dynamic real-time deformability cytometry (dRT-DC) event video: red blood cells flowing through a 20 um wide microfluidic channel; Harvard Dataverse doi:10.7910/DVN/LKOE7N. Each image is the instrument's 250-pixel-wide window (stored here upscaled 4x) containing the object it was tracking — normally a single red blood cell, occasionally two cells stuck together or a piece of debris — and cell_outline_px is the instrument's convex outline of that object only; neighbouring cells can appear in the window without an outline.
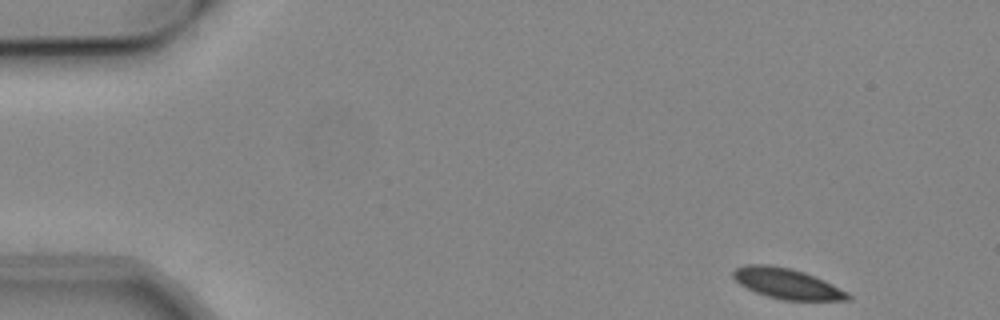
{"species": "common noctule bat (a hibernating species)", "species_latin": "Nyctalus noctula", "temperature_condition": "cold", "stored_images_in_passage": 50, "camera_frame_rate_fps": 3000, "um_per_image_px": 0.085, "animal": {"sex": "male", "body_mass_g": 19.2, "forearm_length_mm": 51.8}, "frame": {"image": 1, "passage_image": 1, "time_ms": 0.0, "image_size_px": [1000, 320], "cell_outline_px": [[852, 296], [848, 300], [784, 300], [768, 296], [756, 292], [740, 284], [732, 276], [732, 272], [736, 268], [748, 264], [768, 264], [788, 268], [804, 272], [824, 280], [848, 292]], "centroid_in_image_um": [66.9, 24.1], "position_along_channel_um": 18.1, "area_um2": 20.11}}
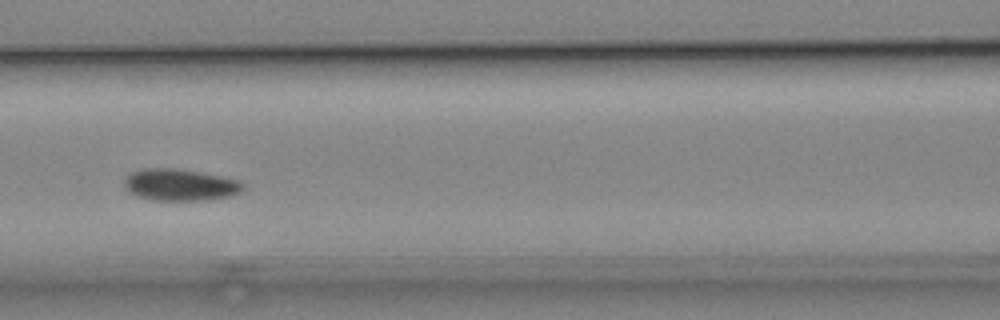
{"frame": {"image": 2, "passage_image": 20, "time_ms": 6.333, "image_size_px": [1000, 320], "cell_outline_px": [[244, 188], [240, 192], [228, 196], [208, 200], [156, 200], [140, 196], [128, 192], [124, 184], [124, 180], [132, 172], [140, 168], [176, 168], [220, 176], [236, 180], [244, 184]], "centroid_in_image_um": [15.29, 15.7], "position_along_channel_um": 151.3, "area_um2": 21.73}}
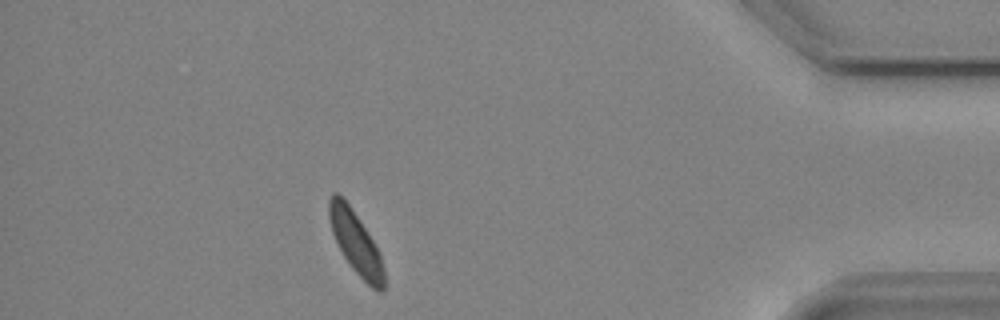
{"frame": {"image": 3, "passage_image": 44, "time_ms": 14.333, "image_size_px": [1000, 320], "cell_outline_px": [[384, 288], [380, 292], [372, 288], [352, 268], [344, 256], [332, 232], [328, 216], [328, 200], [332, 192], [336, 192], [344, 196], [372, 240], [380, 256], [384, 268]], "centroid_in_image_um": [30.2, 20.57], "position_along_channel_um": 405.0, "area_um2": 19.65}, "authors_computed_cell_mechanics": {"area_um2": 21.0392, "velocity_mm_per_s": 3.7804, "shape_relaxation_time_tau1_ms": 3.0685, "shape_relaxation_time_tau2_ms": null, "deformation_change_tau1": 0.0762, "deformation_change_tau2": null}}